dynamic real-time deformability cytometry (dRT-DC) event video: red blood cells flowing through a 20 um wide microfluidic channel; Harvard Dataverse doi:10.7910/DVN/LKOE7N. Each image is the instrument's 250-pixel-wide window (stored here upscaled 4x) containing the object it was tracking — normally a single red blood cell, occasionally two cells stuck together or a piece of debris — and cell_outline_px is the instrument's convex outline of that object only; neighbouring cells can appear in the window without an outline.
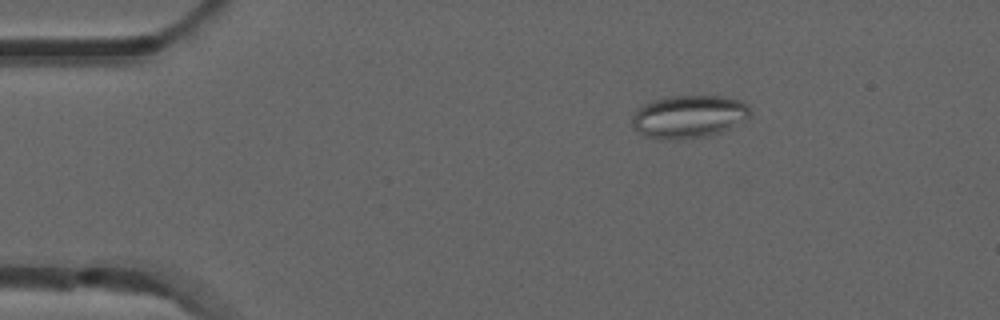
{"species": "common noctule bat (a hibernating species)", "species_latin": "Nyctalus noctula", "temperature_condition": "room temperature", "stored_images_in_passage": 5, "camera_frame_rate_fps": 3000, "um_per_image_px": 0.085, "animal": {"sex": "male", "forearm_length_mm": 52.5}, "frame": {"image": 1, "passage_image": 3, "time_ms": 0.667, "image_size_px": [1000, 320], "cell_outline_px": [[752, 112], [748, 120], [720, 132], [708, 136], [680, 140], [660, 140], [644, 136], [636, 132], [632, 124], [632, 116], [644, 104], [652, 100], [672, 96], [724, 96], [740, 100], [748, 104]], "centroid_in_image_um": [58.57, 9.93], "position_along_channel_um": 26.4, "area_um2": 30.0}}